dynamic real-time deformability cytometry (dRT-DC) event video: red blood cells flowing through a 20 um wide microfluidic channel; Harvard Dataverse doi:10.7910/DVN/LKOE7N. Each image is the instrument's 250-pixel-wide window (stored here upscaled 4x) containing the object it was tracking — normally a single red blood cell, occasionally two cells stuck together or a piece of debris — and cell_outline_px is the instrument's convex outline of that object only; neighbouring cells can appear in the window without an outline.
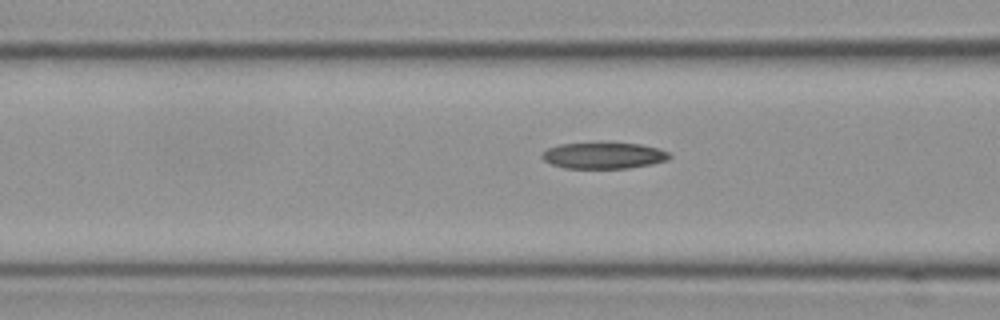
{"species": "Egyptian fruit bat (a non-hibernating species)", "species_latin": "Rousettus aegyptiacus", "temperature_condition": "cold", "stored_images_in_passage": 33, "camera_frame_rate_fps": 3000, "um_per_image_px": 0.085, "frame": {"image": 1, "passage_image": 14, "time_ms": 4.333, "image_size_px": [1000, 320], "cell_outline_px": [[672, 156], [668, 160], [628, 168], [564, 168], [552, 164], [544, 160], [540, 156], [548, 148], [560, 144], [600, 140], [640, 144], [656, 148], [668, 152]], "centroid_in_image_um": [51.28, 13.17], "position_along_channel_um": 115.3, "area_um2": 20.11}}
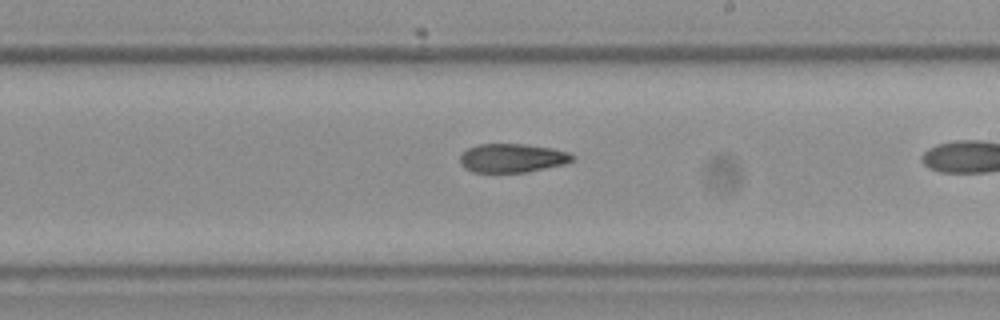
{"frame": {"image": 2, "passage_image": 25, "time_ms": 8.0, "image_size_px": [1000, 320], "cell_outline_px": [[576, 156], [572, 160], [564, 164], [524, 172], [472, 172], [460, 164], [460, 156], [468, 148], [476, 144], [524, 144], [552, 148], [568, 152]], "centroid_in_image_um": [43.53, 13.42], "position_along_channel_um": 245.5, "area_um2": 18.73}}
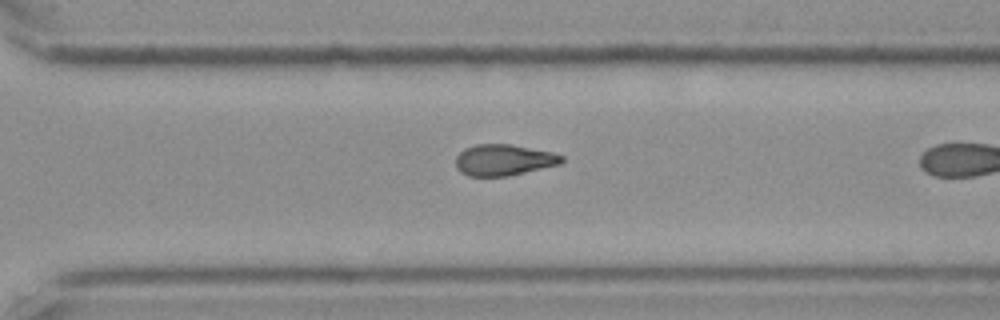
{"frame": {"image": 3, "passage_image": 32, "time_ms": 10.333, "image_size_px": [1000, 320], "cell_outline_px": [[564, 160], [560, 164], [508, 176], [468, 176], [460, 172], [456, 168], [456, 156], [464, 148], [476, 144], [508, 144], [552, 152], [564, 156]], "centroid_in_image_um": [42.79, 13.6], "position_along_channel_um": 327.8, "area_um2": 19.25}}